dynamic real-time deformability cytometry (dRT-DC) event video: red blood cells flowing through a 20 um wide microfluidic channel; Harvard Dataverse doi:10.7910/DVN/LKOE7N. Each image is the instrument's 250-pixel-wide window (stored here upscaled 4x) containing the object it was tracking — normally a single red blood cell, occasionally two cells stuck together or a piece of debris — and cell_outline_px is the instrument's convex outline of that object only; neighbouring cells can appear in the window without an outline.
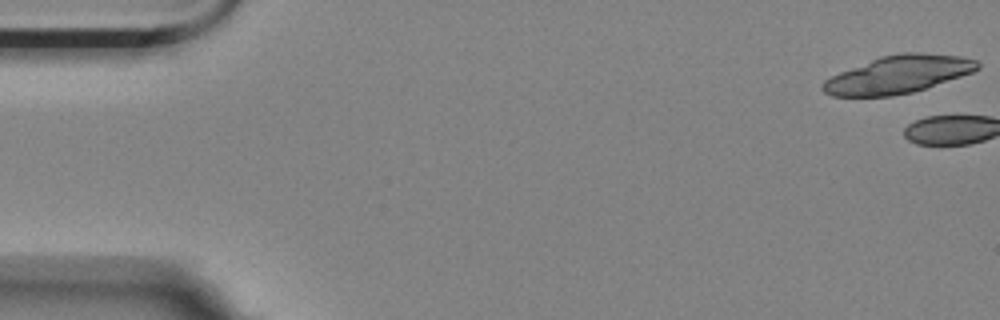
{"species": "Egyptian fruit bat (a non-hibernating species)", "species_latin": "Rousettus aegyptiacus", "temperature_condition": "room temperature", "stored_images_in_passage": 3, "camera_frame_rate_fps": 3000, "um_per_image_px": 0.085, "animal": {"sex": "female"}, "frame": {"image": 1, "passage_image": 1, "time_ms": 0.0, "image_size_px": [1000, 320], "cell_outline_px": [[980, 68], [972, 72], [912, 92], [892, 96], [832, 96], [824, 92], [820, 88], [820, 84], [824, 80], [840, 72], [880, 56], [900, 52], [920, 52], [960, 56], [976, 60], [980, 64]], "centroid_in_image_um": [76.31, 6.32], "position_along_channel_um": 8.7, "area_um2": 33.76}}